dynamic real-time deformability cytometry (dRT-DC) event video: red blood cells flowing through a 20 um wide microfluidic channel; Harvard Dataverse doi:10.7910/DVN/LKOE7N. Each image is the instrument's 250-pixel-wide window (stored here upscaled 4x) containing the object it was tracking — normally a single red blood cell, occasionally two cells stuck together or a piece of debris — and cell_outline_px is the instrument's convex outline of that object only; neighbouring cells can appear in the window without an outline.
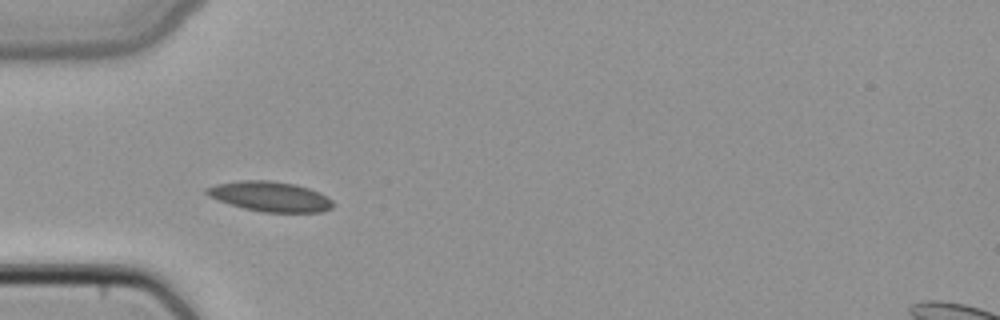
{"species": "common noctule bat (a hibernating species)", "species_latin": "Nyctalus noctula", "temperature_condition": "cold", "stored_images_in_passage": 19, "camera_frame_rate_fps": 3000, "um_per_image_px": 0.085, "animal": {"sex": "female", "body_mass_g": 22.7, "forearm_length_mm": 54.2}, "frame": {"image": 1, "passage_image": 4, "time_ms": 1.0, "image_size_px": [1000, 320], "cell_outline_px": [[332, 208], [324, 212], [260, 212], [244, 208], [216, 200], [208, 196], [204, 192], [204, 188], [216, 184], [240, 180], [268, 180], [296, 184], [320, 192], [332, 200]], "centroid_in_image_um": [22.93, 16.7], "position_along_channel_um": 62.1, "area_um2": 22.25}}
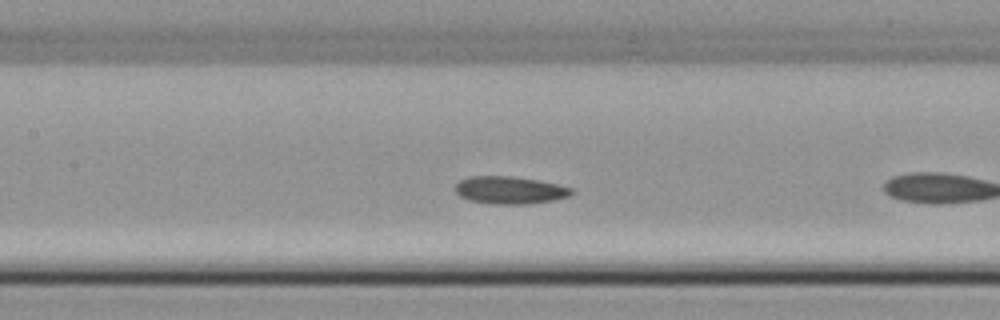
{"frame": {"image": 2, "passage_image": 9, "time_ms": 2.667, "image_size_px": [1000, 320], "cell_outline_px": [[572, 192], [568, 196], [552, 200], [528, 204], [496, 204], [468, 200], [460, 196], [456, 192], [456, 184], [460, 180], [472, 176], [512, 176], [540, 180], [572, 188]], "centroid_in_image_um": [43.32, 16.15], "position_along_channel_um": 164.1, "area_um2": 18.5}}